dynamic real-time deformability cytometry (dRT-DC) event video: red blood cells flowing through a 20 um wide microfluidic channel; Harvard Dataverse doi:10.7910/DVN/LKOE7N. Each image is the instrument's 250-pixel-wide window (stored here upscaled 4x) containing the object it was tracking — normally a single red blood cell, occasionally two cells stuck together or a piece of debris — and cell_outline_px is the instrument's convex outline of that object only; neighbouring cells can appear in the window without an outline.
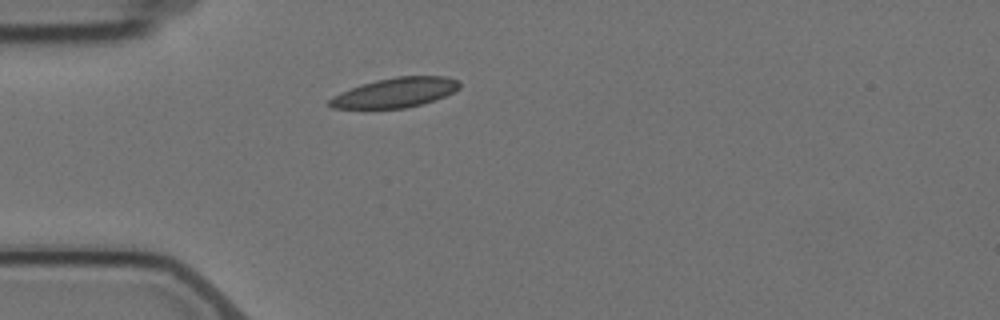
{"species": "Egyptian fruit bat (a non-hibernating species)", "species_latin": "Rousettus aegyptiacus", "temperature_condition": "cold", "stored_images_in_passage": 3, "camera_frame_rate_fps": 3000, "um_per_image_px": 0.085, "animal": {"sex": "female"}, "frame": {"image": 1, "passage_image": 3, "time_ms": 2.333, "image_size_px": [1000, 320], "cell_outline_px": [[460, 88], [444, 96], [420, 104], [404, 108], [364, 112], [332, 108], [328, 104], [328, 100], [332, 96], [340, 92], [360, 84], [376, 80], [396, 76], [444, 76], [460, 80]], "centroid_in_image_um": [33.47, 7.92], "position_along_channel_um": 51.5, "area_um2": 23.41}}